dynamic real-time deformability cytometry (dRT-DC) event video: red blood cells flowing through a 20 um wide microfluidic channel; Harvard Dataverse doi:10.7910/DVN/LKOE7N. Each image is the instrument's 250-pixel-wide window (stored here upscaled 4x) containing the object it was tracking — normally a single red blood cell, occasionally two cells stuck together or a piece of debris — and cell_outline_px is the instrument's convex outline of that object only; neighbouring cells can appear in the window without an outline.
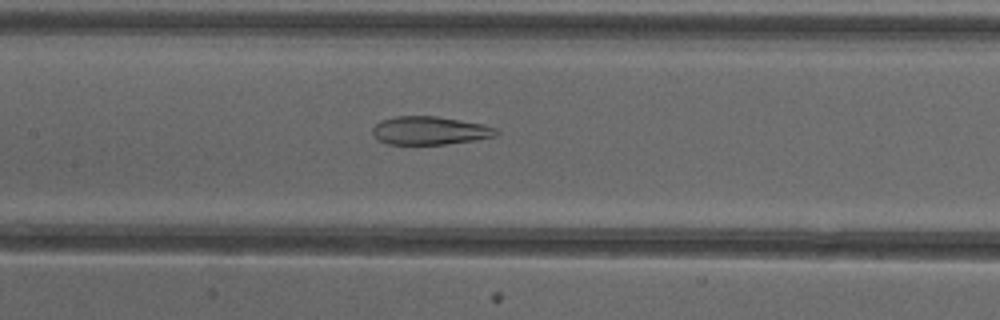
{"species": "common noctule bat (a hibernating species)", "species_latin": "Nyctalus noctula", "temperature_condition": "cold", "stored_images_in_passage": 51, "camera_frame_rate_fps": 3000, "um_per_image_px": 0.085, "animal": {"sex": "female"}, "frame": {"image": 1, "passage_image": 24, "time_ms": 7.667, "image_size_px": [1000, 320], "cell_outline_px": [[500, 132], [496, 136], [472, 140], [444, 144], [388, 144], [380, 140], [372, 132], [372, 128], [380, 120], [396, 116], [436, 116], [484, 124], [496, 128]], "centroid_in_image_um": [36.54, 11.09], "position_along_channel_um": 170.9, "area_um2": 20.23}}
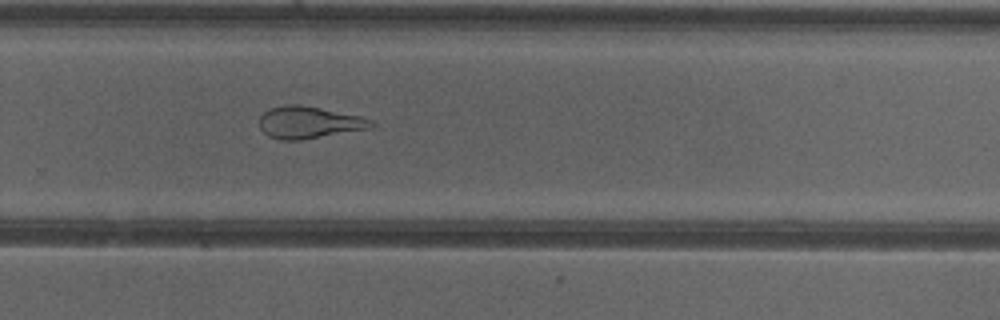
{"frame": {"image": 2, "passage_image": 34, "time_ms": 11.0, "image_size_px": [1000, 320], "cell_outline_px": [[376, 124], [372, 128], [300, 140], [280, 140], [268, 136], [260, 128], [260, 116], [264, 112], [272, 108], [284, 104], [300, 104], [360, 116], [376, 120]], "centroid_in_image_um": [26.3, 10.4], "position_along_channel_um": 303.5, "area_um2": 20.98}}
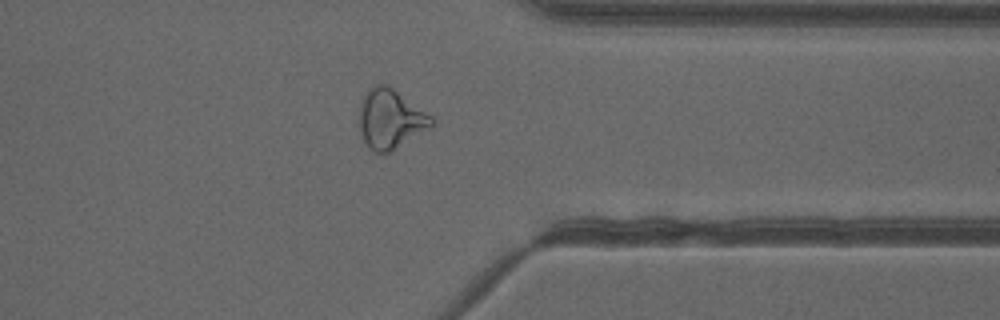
{"frame": {"image": 3, "passage_image": 40, "time_ms": 13.0, "image_size_px": [1000, 320], "cell_outline_px": [[436, 120], [432, 128], [392, 152], [376, 152], [368, 148], [360, 132], [360, 100], [364, 92], [372, 84], [388, 84], [432, 116]], "centroid_in_image_um": [33.21, 10.11], "position_along_channel_um": 378.2, "area_um2": 25.61}, "authors_computed_cell_mechanics": {"area_um2": 26.3568, "velocity_mm_per_s": 3.9995, "shape_relaxation_time_tau1_ms": null, "shape_relaxation_time_tau2_ms": 2.6077, "deformation_change_tau1": null, "deformation_change_tau2": 0.1256}}